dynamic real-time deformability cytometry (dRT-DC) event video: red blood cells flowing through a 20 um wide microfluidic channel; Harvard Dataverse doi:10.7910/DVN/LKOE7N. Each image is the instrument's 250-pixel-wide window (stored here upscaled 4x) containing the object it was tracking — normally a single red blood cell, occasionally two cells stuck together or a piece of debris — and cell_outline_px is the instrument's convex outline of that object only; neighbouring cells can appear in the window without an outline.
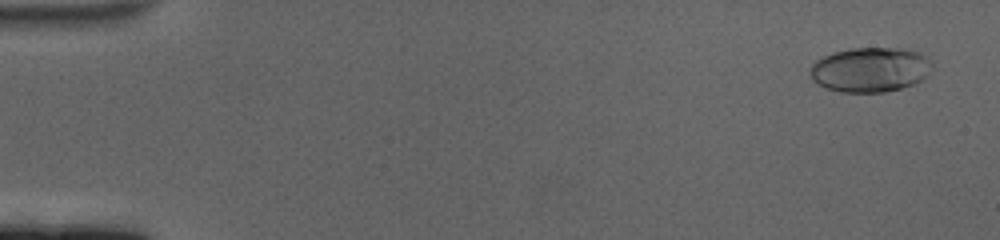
{"species": "human", "species_latin": "Homo sapiens", "temperature_condition": "cold", "stored_images_in_passage": 61, "camera_frame_rate_fps": 3000, "um_per_image_px": 0.085, "donor": {"sex": "female"}, "frame": {"image": 1, "passage_image": 3, "time_ms": 0.667, "image_size_px": [1000, 240], "cell_outline_px": [[932, 64], [928, 76], [912, 84], [900, 88], [884, 92], [840, 92], [816, 84], [812, 80], [808, 72], [812, 64], [816, 60], [832, 52], [852, 48], [900, 48], [920, 52], [932, 60]], "centroid_in_image_um": [73.95, 5.91], "position_along_channel_um": 11.0, "area_um2": 32.02}}
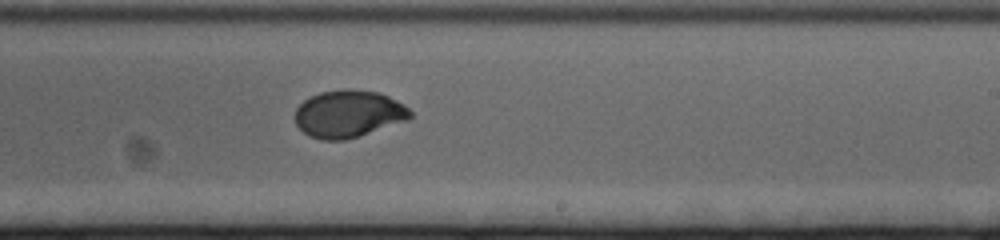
{"frame": {"image": 2, "passage_image": 38, "time_ms": 12.333, "image_size_px": [1000, 240], "cell_outline_px": [[412, 116], [408, 120], [344, 140], [320, 140], [308, 136], [296, 124], [296, 108], [304, 100], [320, 92], [344, 88], [352, 88], [380, 92], [404, 104], [412, 112]], "centroid_in_image_um": [29.63, 9.66], "position_along_channel_um": 259.4, "area_um2": 31.79}}
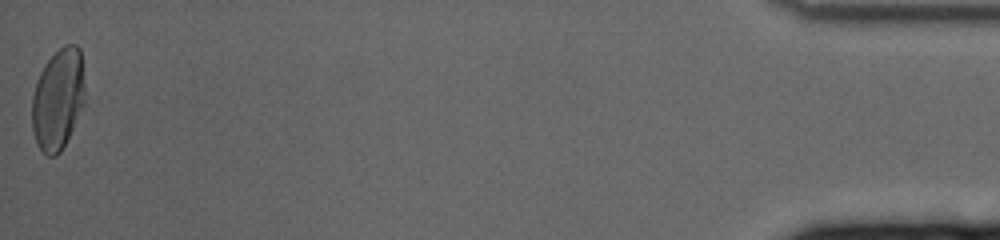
{"frame": {"image": 3, "passage_image": 61, "time_ms": 20.0, "image_size_px": [1000, 240], "cell_outline_px": [[84, 104], [60, 152], [56, 156], [48, 156], [36, 144], [32, 128], [32, 96], [36, 80], [44, 64], [64, 44], [76, 44], [80, 48], [84, 84]], "centroid_in_image_um": [4.91, 8.41], "position_along_channel_um": 430.3, "area_um2": 31.04}, "authors_computed_cell_mechanics": {"area_um2": 31.3854, "velocity_mm_per_s": 3.3772, "shape_relaxation_time_tau1_ms": 6.2113, "shape_relaxation_time_tau2_ms": null, "deformation_change_tau1": 0.2009, "deformation_change_tau2": null}}